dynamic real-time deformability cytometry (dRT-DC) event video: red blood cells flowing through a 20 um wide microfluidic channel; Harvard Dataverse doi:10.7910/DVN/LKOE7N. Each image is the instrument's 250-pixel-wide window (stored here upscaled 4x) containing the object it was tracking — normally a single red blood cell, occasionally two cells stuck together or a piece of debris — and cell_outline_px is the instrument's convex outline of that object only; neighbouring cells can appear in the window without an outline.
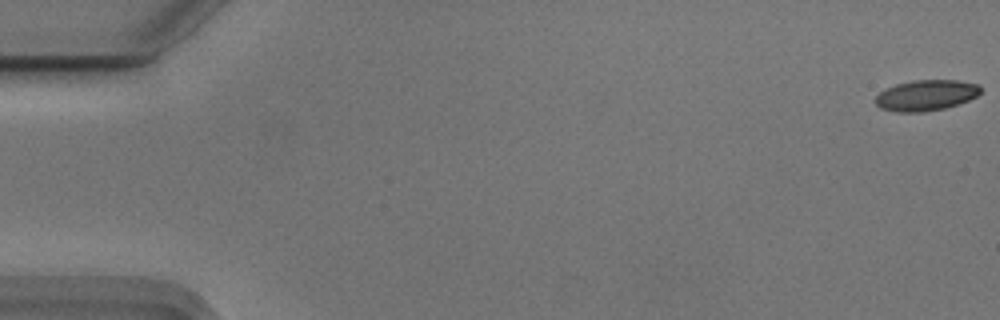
{"species": "Egyptian fruit bat (a non-hibernating species)", "species_latin": "Rousettus aegyptiacus", "temperature_condition": "cold", "stored_images_in_passage": 56, "camera_frame_rate_fps": 3000, "um_per_image_px": 0.085, "animal": {"sex": "male"}, "frame": {"image": 1, "passage_image": 1, "time_ms": 0.0, "image_size_px": [1000, 320], "cell_outline_px": [[980, 92], [976, 96], [968, 100], [944, 108], [924, 112], [896, 112], [880, 108], [876, 104], [876, 96], [884, 88], [896, 84], [912, 80], [960, 80], [980, 84]], "centroid_in_image_um": [78.7, 8.09], "position_along_channel_um": 6.3, "area_um2": 18.9}}
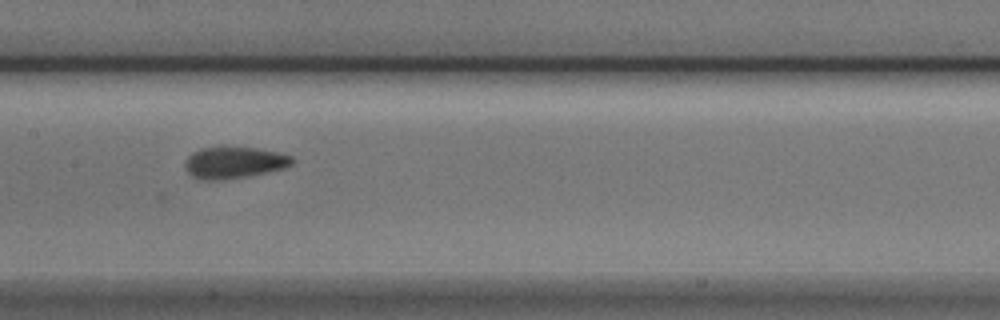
{"frame": {"image": 2, "passage_image": 28, "time_ms": 9.0, "image_size_px": [1000, 320], "cell_outline_px": [[296, 160], [292, 164], [284, 168], [268, 172], [220, 180], [200, 180], [192, 176], [188, 172], [184, 164], [184, 160], [192, 152], [200, 148], [224, 144], [256, 148], [280, 152], [292, 156]], "centroid_in_image_um": [19.88, 13.77], "position_along_channel_um": 187.5, "area_um2": 20.46}}
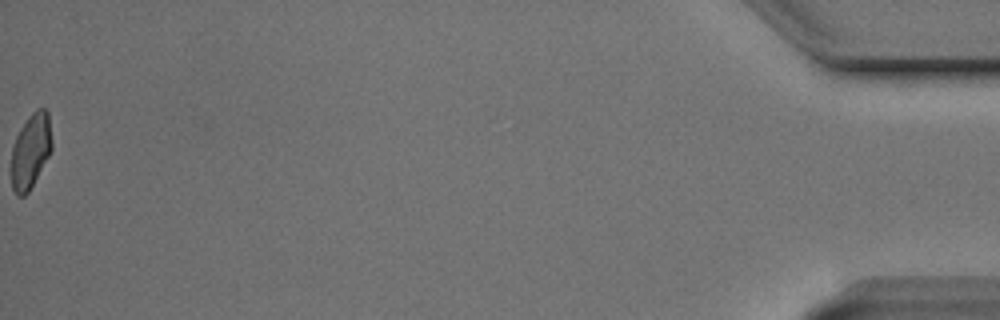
{"frame": {"image": 3, "passage_image": 56, "time_ms": 18.333, "image_size_px": [1000, 320], "cell_outline_px": [[52, 148], [48, 156], [28, 192], [24, 196], [16, 196], [12, 188], [12, 148], [16, 136], [20, 128], [28, 116], [36, 108], [44, 108], [48, 112], [52, 140]], "centroid_in_image_um": [2.6, 12.8], "position_along_channel_um": 432.6, "area_um2": 17.51}, "authors_computed_cell_mechanics": {"area_um2": 19.074, "velocity_mm_per_s": 3.7377, "shape_relaxation_time_tau1_ms": 5.4808, "shape_relaxation_time_tau2_ms": 1.7399, "deformation_change_tau1": 0.1295, "deformation_change_tau2": 0.0642}}